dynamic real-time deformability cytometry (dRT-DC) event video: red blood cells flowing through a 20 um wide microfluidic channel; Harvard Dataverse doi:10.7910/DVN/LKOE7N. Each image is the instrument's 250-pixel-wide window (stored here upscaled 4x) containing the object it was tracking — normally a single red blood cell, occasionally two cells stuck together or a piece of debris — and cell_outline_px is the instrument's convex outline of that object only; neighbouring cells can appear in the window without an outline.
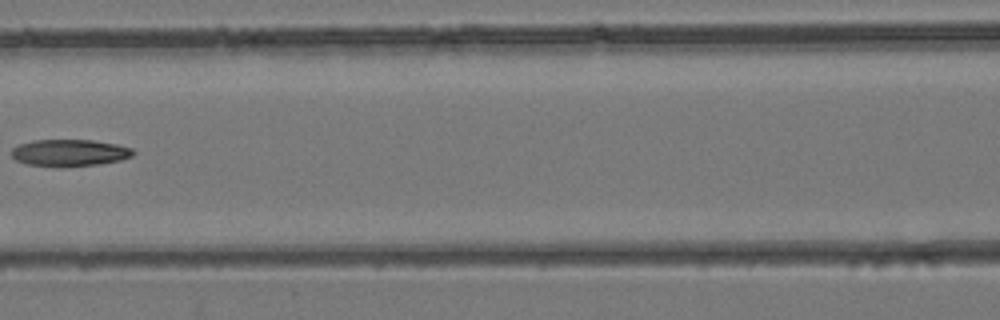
{"species": "common noctule bat (a hibernating species)", "species_latin": "Nyctalus noctula", "temperature_condition": "room temperature", "stored_images_in_passage": 6, "camera_frame_rate_fps": 3000, "um_per_image_px": 0.085, "animal": {"sex": "female", "body_mass_g": 24.6, "forearm_length_mm": 56.2}, "frame": {"image": 1, "passage_image": 6, "time_ms": 1.667, "image_size_px": [1000, 320], "cell_outline_px": [[136, 152], [132, 156], [120, 160], [100, 164], [28, 164], [16, 160], [12, 156], [12, 148], [20, 144], [32, 140], [92, 140], [116, 144], [132, 148]], "centroid_in_image_um": [5.95, 12.94], "position_along_channel_um": 160.6, "area_um2": 18.21}}